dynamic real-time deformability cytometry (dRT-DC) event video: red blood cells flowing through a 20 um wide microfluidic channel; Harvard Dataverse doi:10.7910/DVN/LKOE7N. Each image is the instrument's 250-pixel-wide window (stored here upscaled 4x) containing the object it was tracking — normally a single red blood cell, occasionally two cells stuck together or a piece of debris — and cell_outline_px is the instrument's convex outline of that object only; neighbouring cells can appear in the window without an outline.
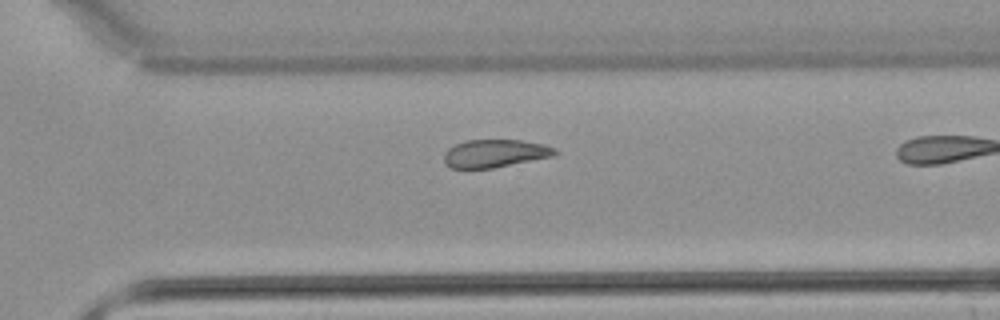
{"species": "common noctule bat (a hibernating species)", "species_latin": "Nyctalus noctula", "temperature_condition": "warm", "stored_images_in_passage": 22, "camera_frame_rate_fps": 3000, "um_per_image_px": 0.085, "animal": {"sex": "male", "body_mass_g": 21.5, "forearm_length_mm": 52.0}, "frame": {"image": 1, "passage_image": 19, "time_ms": 6.0, "image_size_px": [1000, 320], "cell_outline_px": [[556, 152], [552, 156], [492, 168], [452, 168], [444, 160], [444, 152], [448, 148], [464, 140], [520, 140], [544, 144], [556, 148]], "centroid_in_image_um": [42.05, 13.03], "position_along_channel_um": 328.6, "area_um2": 17.8}}